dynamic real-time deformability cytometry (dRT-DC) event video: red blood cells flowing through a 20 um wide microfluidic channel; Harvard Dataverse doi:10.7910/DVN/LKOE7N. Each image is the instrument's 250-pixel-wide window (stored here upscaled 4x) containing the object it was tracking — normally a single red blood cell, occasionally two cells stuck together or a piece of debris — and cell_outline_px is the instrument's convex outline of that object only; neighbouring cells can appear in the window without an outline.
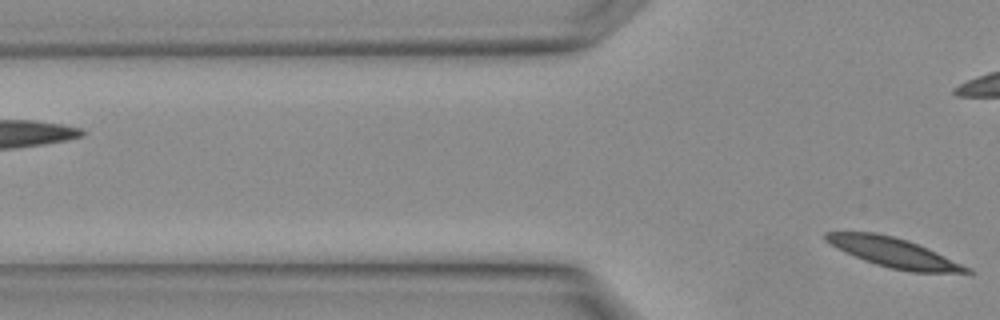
{"species": "Egyptian fruit bat (a non-hibernating species)", "species_latin": "Rousettus aegyptiacus", "temperature_condition": "warm", "stored_images_in_passage": 5, "camera_frame_rate_fps": 3000, "um_per_image_px": 0.085, "animal": {"sex": "female"}, "frame": {"image": 1, "passage_image": 5, "time_ms": 1.333, "image_size_px": [1000, 320], "cell_outline_px": [[976, 272], [912, 272], [892, 268], [876, 264], [864, 260], [844, 252], [836, 248], [824, 240], [824, 232], [876, 232], [908, 240], [928, 248], [972, 268]], "centroid_in_image_um": [75.95, 21.46], "position_along_channel_um": 49.8, "area_um2": 24.04}}